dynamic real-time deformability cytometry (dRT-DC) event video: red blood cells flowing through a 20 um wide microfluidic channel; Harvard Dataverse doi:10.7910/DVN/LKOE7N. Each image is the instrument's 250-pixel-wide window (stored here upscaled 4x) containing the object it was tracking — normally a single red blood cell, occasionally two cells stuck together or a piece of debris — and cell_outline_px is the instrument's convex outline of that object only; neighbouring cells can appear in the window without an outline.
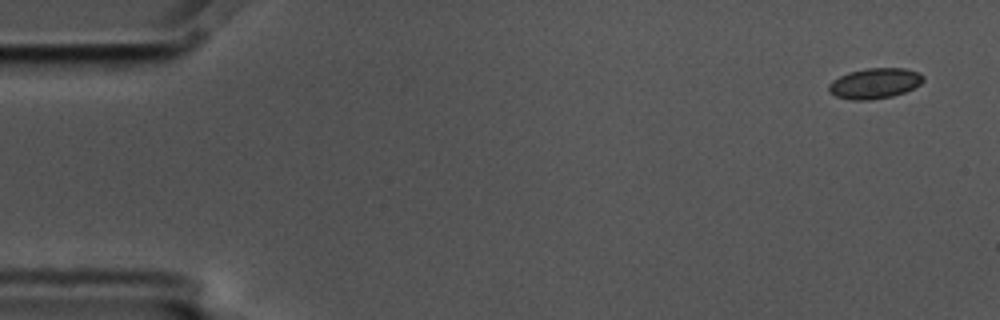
{"species": "common noctule bat (a hibernating species)", "species_latin": "Nyctalus noctula", "temperature_condition": "cold", "stored_images_in_passage": 5, "camera_frame_rate_fps": 3000, "um_per_image_px": 0.085, "animal": {"sex": "male", "body_mass_g": 17.5, "forearm_length_mm": 52.3}, "frame": {"image": 1, "passage_image": 1, "time_ms": 0.0, "image_size_px": [1000, 320], "cell_outline_px": [[924, 80], [920, 84], [904, 92], [892, 96], [868, 100], [852, 100], [836, 96], [828, 92], [828, 84], [832, 80], [848, 72], [868, 68], [904, 68], [920, 72], [924, 76]], "centroid_in_image_um": [74.34, 7.08], "position_along_channel_um": 10.7, "area_um2": 16.82}}
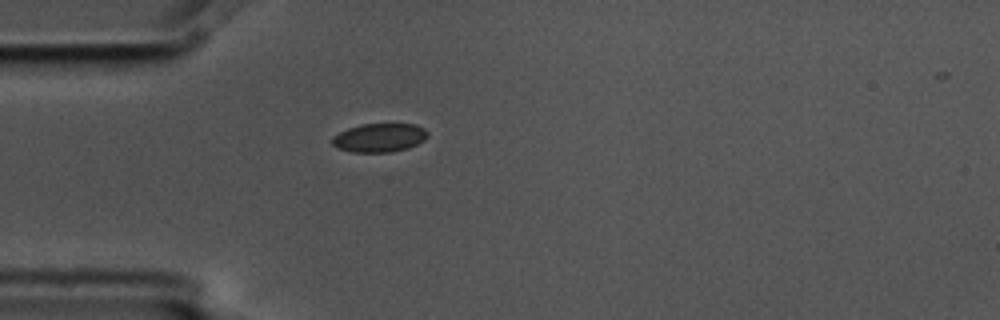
{"frame": {"image": 2, "passage_image": 4, "time_ms": 1.0, "image_size_px": [1000, 320], "cell_outline_px": [[428, 136], [424, 140], [408, 148], [392, 152], [352, 152], [336, 148], [332, 144], [332, 136], [348, 128], [360, 124], [416, 124], [424, 128], [428, 132]], "centroid_in_image_um": [32.24, 11.7], "position_along_channel_um": 52.8, "area_um2": 16.07}}